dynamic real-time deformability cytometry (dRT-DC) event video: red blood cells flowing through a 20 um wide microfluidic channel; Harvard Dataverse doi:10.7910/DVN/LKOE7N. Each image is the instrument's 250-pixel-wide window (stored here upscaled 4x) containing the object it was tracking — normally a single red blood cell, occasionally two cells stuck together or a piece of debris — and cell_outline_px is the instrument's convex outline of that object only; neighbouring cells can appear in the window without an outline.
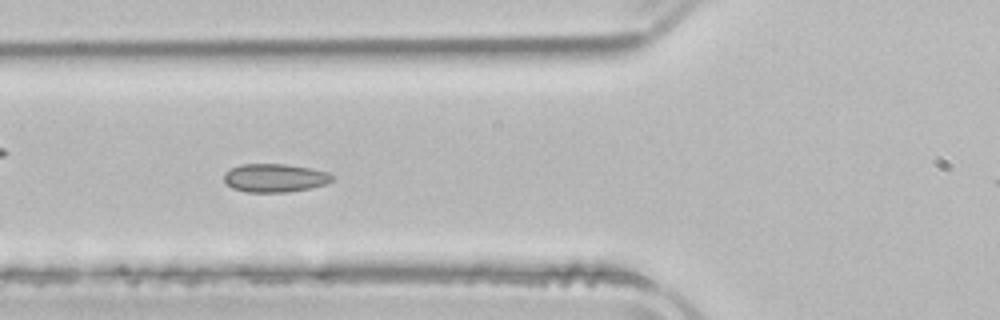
{"species": "common noctule bat (a hibernating species)", "species_latin": "Nyctalus noctula", "temperature_condition": "room temperature", "stored_images_in_passage": 53, "camera_frame_rate_fps": 3000, "um_per_image_px": 0.085, "animal": {"sex": "male", "body_mass_g": 21.5, "forearm_length_mm": 52.0}, "frame": {"image": 1, "passage_image": 19, "time_ms": 6.0, "image_size_px": [1000, 320], "cell_outline_px": [[336, 176], [332, 180], [324, 184], [312, 188], [288, 192], [244, 192], [232, 188], [224, 180], [224, 172], [240, 164], [284, 164], [312, 168], [328, 172]], "centroid_in_image_um": [23.37, 15.12], "position_along_channel_um": 102.4, "area_um2": 18.03}}
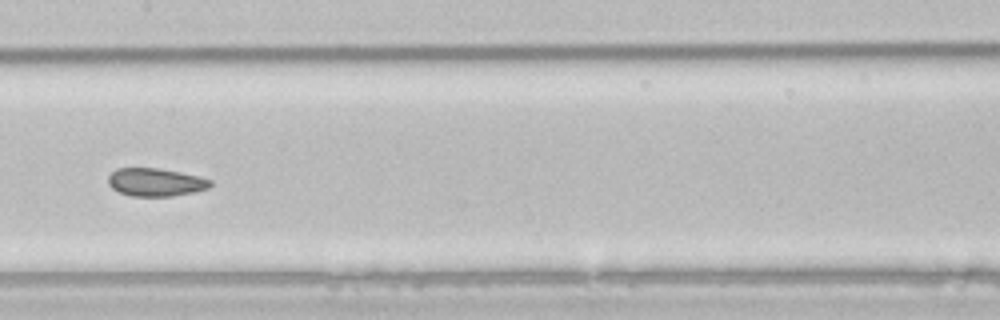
{"frame": {"image": 2, "passage_image": 26, "time_ms": 8.333, "image_size_px": [1000, 320], "cell_outline_px": [[212, 184], [208, 188], [192, 192], [172, 196], [132, 196], [120, 192], [112, 188], [108, 184], [108, 176], [116, 168], [156, 168], [180, 172], [200, 176], [212, 180]], "centroid_in_image_um": [13.22, 15.48], "position_along_channel_um": 194.2, "area_um2": 16.65}}
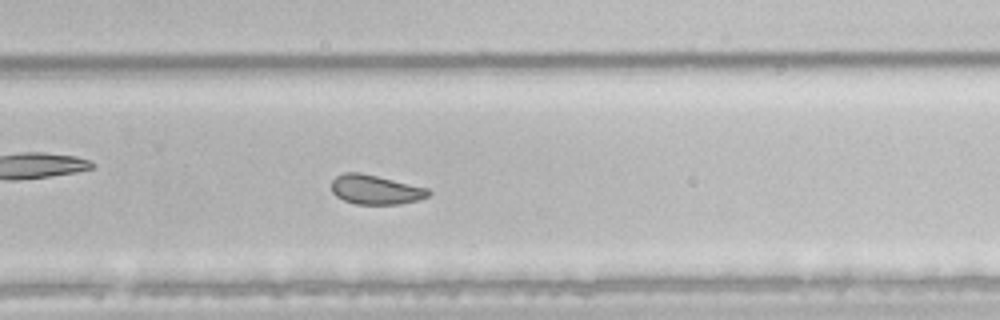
{"frame": {"image": 3, "passage_image": 34, "time_ms": 11.0, "image_size_px": [1000, 320], "cell_outline_px": [[432, 192], [428, 196], [416, 200], [400, 204], [356, 204], [344, 200], [336, 196], [332, 192], [332, 180], [336, 176], [344, 172], [360, 172], [428, 188]], "centroid_in_image_um": [31.9, 16.11], "position_along_channel_um": 297.9, "area_um2": 16.53}, "authors_computed_cell_mechanics": {"area_um2": 19.074, "velocity_mm_per_s": 3.9103, "shape_relaxation_time_tau1_ms": null, "shape_relaxation_time_tau2_ms": 1.4851, "deformation_change_tau1": null, "deformation_change_tau2": 0.0673}}